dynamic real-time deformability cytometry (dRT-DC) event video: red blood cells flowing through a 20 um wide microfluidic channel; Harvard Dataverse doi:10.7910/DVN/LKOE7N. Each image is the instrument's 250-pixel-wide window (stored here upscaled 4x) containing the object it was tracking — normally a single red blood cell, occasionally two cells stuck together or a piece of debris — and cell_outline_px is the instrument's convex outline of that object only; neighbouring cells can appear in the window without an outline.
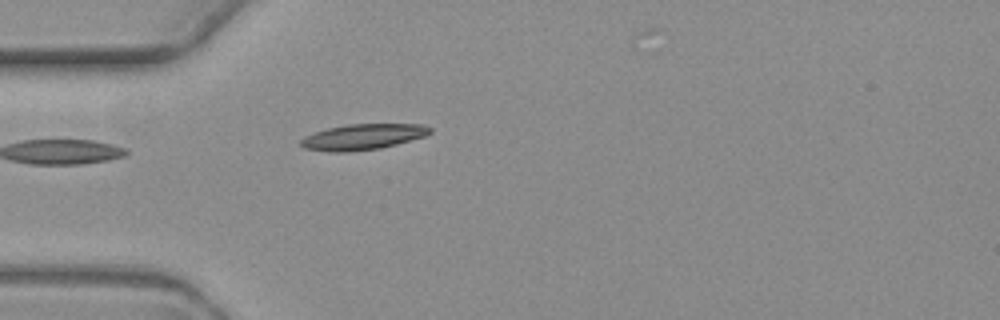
{"species": "common noctule bat (a hibernating species)", "species_latin": "Nyctalus noctula", "temperature_condition": "warm", "stored_images_in_passage": 2, "camera_frame_rate_fps": 3000, "um_per_image_px": 0.085, "animal": {"sex": "female", "body_mass_g": 19.3, "forearm_length_mm": 54.1}, "frame": {"image": 1, "passage_image": 2, "time_ms": 2.0, "image_size_px": [1000, 320], "cell_outline_px": [[432, 132], [424, 136], [396, 144], [380, 148], [348, 152], [332, 152], [304, 148], [300, 144], [300, 140], [304, 136], [328, 128], [348, 124], [420, 124], [432, 128]], "centroid_in_image_um": [30.83, 11.63], "position_along_channel_um": 54.2, "area_um2": 19.25}}